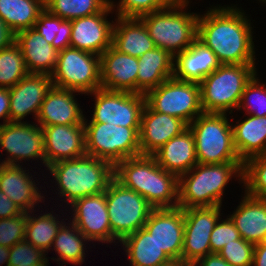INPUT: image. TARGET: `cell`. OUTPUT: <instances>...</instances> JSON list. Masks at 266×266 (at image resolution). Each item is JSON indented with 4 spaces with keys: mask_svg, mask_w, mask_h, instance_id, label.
Segmentation results:
<instances>
[{
    "mask_svg": "<svg viewBox=\"0 0 266 266\" xmlns=\"http://www.w3.org/2000/svg\"><path fill=\"white\" fill-rule=\"evenodd\" d=\"M237 5H211L199 14L197 39L216 54L221 64H258L252 31L255 27L244 8Z\"/></svg>",
    "mask_w": 266,
    "mask_h": 266,
    "instance_id": "obj_1",
    "label": "cell"
},
{
    "mask_svg": "<svg viewBox=\"0 0 266 266\" xmlns=\"http://www.w3.org/2000/svg\"><path fill=\"white\" fill-rule=\"evenodd\" d=\"M45 170L53 178L49 188L55 186V194L58 193L55 199L65 204L64 207L79 198L105 192L114 178V167L109 162L88 155L55 162Z\"/></svg>",
    "mask_w": 266,
    "mask_h": 266,
    "instance_id": "obj_2",
    "label": "cell"
},
{
    "mask_svg": "<svg viewBox=\"0 0 266 266\" xmlns=\"http://www.w3.org/2000/svg\"><path fill=\"white\" fill-rule=\"evenodd\" d=\"M114 178L154 208L178 207L179 178L160 167L151 155L122 160L114 167Z\"/></svg>",
    "mask_w": 266,
    "mask_h": 266,
    "instance_id": "obj_3",
    "label": "cell"
},
{
    "mask_svg": "<svg viewBox=\"0 0 266 266\" xmlns=\"http://www.w3.org/2000/svg\"><path fill=\"white\" fill-rule=\"evenodd\" d=\"M243 162L197 164L179 177L178 207L222 206L232 178L242 184Z\"/></svg>",
    "mask_w": 266,
    "mask_h": 266,
    "instance_id": "obj_4",
    "label": "cell"
},
{
    "mask_svg": "<svg viewBox=\"0 0 266 266\" xmlns=\"http://www.w3.org/2000/svg\"><path fill=\"white\" fill-rule=\"evenodd\" d=\"M189 3L192 1L169 2L161 10L139 17L155 46L168 51L173 57L197 39L199 13L190 12Z\"/></svg>",
    "mask_w": 266,
    "mask_h": 266,
    "instance_id": "obj_5",
    "label": "cell"
},
{
    "mask_svg": "<svg viewBox=\"0 0 266 266\" xmlns=\"http://www.w3.org/2000/svg\"><path fill=\"white\" fill-rule=\"evenodd\" d=\"M257 64H221L200 83L201 106L206 113L232 114L246 84L257 73Z\"/></svg>",
    "mask_w": 266,
    "mask_h": 266,
    "instance_id": "obj_6",
    "label": "cell"
},
{
    "mask_svg": "<svg viewBox=\"0 0 266 266\" xmlns=\"http://www.w3.org/2000/svg\"><path fill=\"white\" fill-rule=\"evenodd\" d=\"M232 117L203 112L188 125L195 138L198 164L243 162L234 146Z\"/></svg>",
    "mask_w": 266,
    "mask_h": 266,
    "instance_id": "obj_7",
    "label": "cell"
},
{
    "mask_svg": "<svg viewBox=\"0 0 266 266\" xmlns=\"http://www.w3.org/2000/svg\"><path fill=\"white\" fill-rule=\"evenodd\" d=\"M85 148L88 156L109 162L115 167L124 159L141 155L140 127L110 123H84Z\"/></svg>",
    "mask_w": 266,
    "mask_h": 266,
    "instance_id": "obj_8",
    "label": "cell"
},
{
    "mask_svg": "<svg viewBox=\"0 0 266 266\" xmlns=\"http://www.w3.org/2000/svg\"><path fill=\"white\" fill-rule=\"evenodd\" d=\"M112 235L120 242L124 237L144 228L154 207L134 190L113 178L105 191Z\"/></svg>",
    "mask_w": 266,
    "mask_h": 266,
    "instance_id": "obj_9",
    "label": "cell"
},
{
    "mask_svg": "<svg viewBox=\"0 0 266 266\" xmlns=\"http://www.w3.org/2000/svg\"><path fill=\"white\" fill-rule=\"evenodd\" d=\"M51 78L54 87L86 96L101 88L100 56L72 47L65 48L59 51Z\"/></svg>",
    "mask_w": 266,
    "mask_h": 266,
    "instance_id": "obj_10",
    "label": "cell"
},
{
    "mask_svg": "<svg viewBox=\"0 0 266 266\" xmlns=\"http://www.w3.org/2000/svg\"><path fill=\"white\" fill-rule=\"evenodd\" d=\"M146 104L155 112L168 114L188 125L201 113L200 85L171 77L145 94Z\"/></svg>",
    "mask_w": 266,
    "mask_h": 266,
    "instance_id": "obj_11",
    "label": "cell"
},
{
    "mask_svg": "<svg viewBox=\"0 0 266 266\" xmlns=\"http://www.w3.org/2000/svg\"><path fill=\"white\" fill-rule=\"evenodd\" d=\"M94 99L91 120L84 123H110L124 127H140L141 115L146 104L144 94L127 91L97 89L87 94Z\"/></svg>",
    "mask_w": 266,
    "mask_h": 266,
    "instance_id": "obj_12",
    "label": "cell"
},
{
    "mask_svg": "<svg viewBox=\"0 0 266 266\" xmlns=\"http://www.w3.org/2000/svg\"><path fill=\"white\" fill-rule=\"evenodd\" d=\"M0 149L7 156L0 164L21 166L40 160L38 165L45 167L44 133L36 122L10 121L0 126Z\"/></svg>",
    "mask_w": 266,
    "mask_h": 266,
    "instance_id": "obj_13",
    "label": "cell"
},
{
    "mask_svg": "<svg viewBox=\"0 0 266 266\" xmlns=\"http://www.w3.org/2000/svg\"><path fill=\"white\" fill-rule=\"evenodd\" d=\"M66 210L72 211V216L67 215L68 219L90 241L87 245L95 241L94 244L114 243L119 246V241L112 235L105 192L79 198L64 208Z\"/></svg>",
    "mask_w": 266,
    "mask_h": 266,
    "instance_id": "obj_14",
    "label": "cell"
},
{
    "mask_svg": "<svg viewBox=\"0 0 266 266\" xmlns=\"http://www.w3.org/2000/svg\"><path fill=\"white\" fill-rule=\"evenodd\" d=\"M221 208L213 206L184 209L182 261L194 264L200 258L211 254L210 235L220 216H223Z\"/></svg>",
    "mask_w": 266,
    "mask_h": 266,
    "instance_id": "obj_15",
    "label": "cell"
},
{
    "mask_svg": "<svg viewBox=\"0 0 266 266\" xmlns=\"http://www.w3.org/2000/svg\"><path fill=\"white\" fill-rule=\"evenodd\" d=\"M112 13L109 3L97 14L71 20L70 47L101 56L112 45L114 21L107 18Z\"/></svg>",
    "mask_w": 266,
    "mask_h": 266,
    "instance_id": "obj_16",
    "label": "cell"
},
{
    "mask_svg": "<svg viewBox=\"0 0 266 266\" xmlns=\"http://www.w3.org/2000/svg\"><path fill=\"white\" fill-rule=\"evenodd\" d=\"M31 173L29 169L26 170V167L22 165L0 164V190L23 212L36 210L37 206L38 212L39 207H43L42 205L39 206L40 203H44L47 199L44 196L47 193L45 186L40 185V181L36 183L35 181H38V179L35 177L36 175ZM42 189L45 191H41Z\"/></svg>",
    "mask_w": 266,
    "mask_h": 266,
    "instance_id": "obj_17",
    "label": "cell"
},
{
    "mask_svg": "<svg viewBox=\"0 0 266 266\" xmlns=\"http://www.w3.org/2000/svg\"><path fill=\"white\" fill-rule=\"evenodd\" d=\"M144 228L171 260H181L184 239V209L154 208Z\"/></svg>",
    "mask_w": 266,
    "mask_h": 266,
    "instance_id": "obj_18",
    "label": "cell"
},
{
    "mask_svg": "<svg viewBox=\"0 0 266 266\" xmlns=\"http://www.w3.org/2000/svg\"><path fill=\"white\" fill-rule=\"evenodd\" d=\"M53 86L51 75L28 73L9 88L10 121L24 122L29 114L36 120L41 104Z\"/></svg>",
    "mask_w": 266,
    "mask_h": 266,
    "instance_id": "obj_19",
    "label": "cell"
},
{
    "mask_svg": "<svg viewBox=\"0 0 266 266\" xmlns=\"http://www.w3.org/2000/svg\"><path fill=\"white\" fill-rule=\"evenodd\" d=\"M44 133L45 168L69 159L86 156L84 124L42 127Z\"/></svg>",
    "mask_w": 266,
    "mask_h": 266,
    "instance_id": "obj_20",
    "label": "cell"
},
{
    "mask_svg": "<svg viewBox=\"0 0 266 266\" xmlns=\"http://www.w3.org/2000/svg\"><path fill=\"white\" fill-rule=\"evenodd\" d=\"M188 124L180 118L153 111L145 104L140 122L141 155H153L171 138L181 134Z\"/></svg>",
    "mask_w": 266,
    "mask_h": 266,
    "instance_id": "obj_21",
    "label": "cell"
},
{
    "mask_svg": "<svg viewBox=\"0 0 266 266\" xmlns=\"http://www.w3.org/2000/svg\"><path fill=\"white\" fill-rule=\"evenodd\" d=\"M82 93L52 87L41 104L36 123L42 128L52 125L84 124L85 114L78 103L76 94Z\"/></svg>",
    "mask_w": 266,
    "mask_h": 266,
    "instance_id": "obj_22",
    "label": "cell"
},
{
    "mask_svg": "<svg viewBox=\"0 0 266 266\" xmlns=\"http://www.w3.org/2000/svg\"><path fill=\"white\" fill-rule=\"evenodd\" d=\"M138 58L112 45L100 56L101 88L137 93Z\"/></svg>",
    "mask_w": 266,
    "mask_h": 266,
    "instance_id": "obj_23",
    "label": "cell"
},
{
    "mask_svg": "<svg viewBox=\"0 0 266 266\" xmlns=\"http://www.w3.org/2000/svg\"><path fill=\"white\" fill-rule=\"evenodd\" d=\"M220 65L216 54L196 39L187 49L174 56L173 77L200 83Z\"/></svg>",
    "mask_w": 266,
    "mask_h": 266,
    "instance_id": "obj_24",
    "label": "cell"
},
{
    "mask_svg": "<svg viewBox=\"0 0 266 266\" xmlns=\"http://www.w3.org/2000/svg\"><path fill=\"white\" fill-rule=\"evenodd\" d=\"M157 164L178 178L198 164L195 138L188 127L181 134L171 138L152 155Z\"/></svg>",
    "mask_w": 266,
    "mask_h": 266,
    "instance_id": "obj_25",
    "label": "cell"
},
{
    "mask_svg": "<svg viewBox=\"0 0 266 266\" xmlns=\"http://www.w3.org/2000/svg\"><path fill=\"white\" fill-rule=\"evenodd\" d=\"M15 42L20 47L26 69L29 73L51 75L57 66L59 51L34 28L15 34Z\"/></svg>",
    "mask_w": 266,
    "mask_h": 266,
    "instance_id": "obj_26",
    "label": "cell"
},
{
    "mask_svg": "<svg viewBox=\"0 0 266 266\" xmlns=\"http://www.w3.org/2000/svg\"><path fill=\"white\" fill-rule=\"evenodd\" d=\"M233 213L228 214L241 238L254 245L265 241L266 237V198L241 196Z\"/></svg>",
    "mask_w": 266,
    "mask_h": 266,
    "instance_id": "obj_27",
    "label": "cell"
},
{
    "mask_svg": "<svg viewBox=\"0 0 266 266\" xmlns=\"http://www.w3.org/2000/svg\"><path fill=\"white\" fill-rule=\"evenodd\" d=\"M112 46L121 53L139 58L156 46L140 18L115 17Z\"/></svg>",
    "mask_w": 266,
    "mask_h": 266,
    "instance_id": "obj_28",
    "label": "cell"
},
{
    "mask_svg": "<svg viewBox=\"0 0 266 266\" xmlns=\"http://www.w3.org/2000/svg\"><path fill=\"white\" fill-rule=\"evenodd\" d=\"M232 123L234 146L239 158L245 160L266 154V116L245 115Z\"/></svg>",
    "mask_w": 266,
    "mask_h": 266,
    "instance_id": "obj_29",
    "label": "cell"
},
{
    "mask_svg": "<svg viewBox=\"0 0 266 266\" xmlns=\"http://www.w3.org/2000/svg\"><path fill=\"white\" fill-rule=\"evenodd\" d=\"M174 57L166 50L155 47L138 58L137 93L146 94L173 77Z\"/></svg>",
    "mask_w": 266,
    "mask_h": 266,
    "instance_id": "obj_30",
    "label": "cell"
},
{
    "mask_svg": "<svg viewBox=\"0 0 266 266\" xmlns=\"http://www.w3.org/2000/svg\"><path fill=\"white\" fill-rule=\"evenodd\" d=\"M119 243L129 266H163L172 261L145 228L124 237Z\"/></svg>",
    "mask_w": 266,
    "mask_h": 266,
    "instance_id": "obj_31",
    "label": "cell"
},
{
    "mask_svg": "<svg viewBox=\"0 0 266 266\" xmlns=\"http://www.w3.org/2000/svg\"><path fill=\"white\" fill-rule=\"evenodd\" d=\"M48 212L47 209L44 213L39 211V215L34 214L36 210L27 212V223L25 227L24 240L32 244L38 249H42L45 253H51L53 241L58 233L60 227L68 220V218H61V215L53 212ZM41 212V213H40ZM48 212V213H47ZM61 219V220H60ZM60 220V221H59Z\"/></svg>",
    "mask_w": 266,
    "mask_h": 266,
    "instance_id": "obj_32",
    "label": "cell"
},
{
    "mask_svg": "<svg viewBox=\"0 0 266 266\" xmlns=\"http://www.w3.org/2000/svg\"><path fill=\"white\" fill-rule=\"evenodd\" d=\"M68 222H65L58 230L51 247V250H54L57 256L50 259L57 261L56 263L59 262V266H65L68 262L82 266L87 257L85 255L88 254L86 244L90 241L70 220Z\"/></svg>",
    "mask_w": 266,
    "mask_h": 266,
    "instance_id": "obj_33",
    "label": "cell"
},
{
    "mask_svg": "<svg viewBox=\"0 0 266 266\" xmlns=\"http://www.w3.org/2000/svg\"><path fill=\"white\" fill-rule=\"evenodd\" d=\"M44 9L45 0H0V17L15 34L34 28Z\"/></svg>",
    "mask_w": 266,
    "mask_h": 266,
    "instance_id": "obj_34",
    "label": "cell"
},
{
    "mask_svg": "<svg viewBox=\"0 0 266 266\" xmlns=\"http://www.w3.org/2000/svg\"><path fill=\"white\" fill-rule=\"evenodd\" d=\"M34 29L56 50L70 47L71 21L56 17L46 8L39 14Z\"/></svg>",
    "mask_w": 266,
    "mask_h": 266,
    "instance_id": "obj_35",
    "label": "cell"
},
{
    "mask_svg": "<svg viewBox=\"0 0 266 266\" xmlns=\"http://www.w3.org/2000/svg\"><path fill=\"white\" fill-rule=\"evenodd\" d=\"M110 0H45V8L56 17L74 20L101 12Z\"/></svg>",
    "mask_w": 266,
    "mask_h": 266,
    "instance_id": "obj_36",
    "label": "cell"
},
{
    "mask_svg": "<svg viewBox=\"0 0 266 266\" xmlns=\"http://www.w3.org/2000/svg\"><path fill=\"white\" fill-rule=\"evenodd\" d=\"M28 73L22 51L16 42L0 50L1 88H12Z\"/></svg>",
    "mask_w": 266,
    "mask_h": 266,
    "instance_id": "obj_37",
    "label": "cell"
},
{
    "mask_svg": "<svg viewBox=\"0 0 266 266\" xmlns=\"http://www.w3.org/2000/svg\"><path fill=\"white\" fill-rule=\"evenodd\" d=\"M242 187L248 196L266 198V154L243 162Z\"/></svg>",
    "mask_w": 266,
    "mask_h": 266,
    "instance_id": "obj_38",
    "label": "cell"
},
{
    "mask_svg": "<svg viewBox=\"0 0 266 266\" xmlns=\"http://www.w3.org/2000/svg\"><path fill=\"white\" fill-rule=\"evenodd\" d=\"M258 73L246 84L237 111L246 115L266 116V83H261Z\"/></svg>",
    "mask_w": 266,
    "mask_h": 266,
    "instance_id": "obj_39",
    "label": "cell"
},
{
    "mask_svg": "<svg viewBox=\"0 0 266 266\" xmlns=\"http://www.w3.org/2000/svg\"><path fill=\"white\" fill-rule=\"evenodd\" d=\"M169 0H110L117 17H137L163 9ZM117 3V4H116ZM117 8V9H116Z\"/></svg>",
    "mask_w": 266,
    "mask_h": 266,
    "instance_id": "obj_40",
    "label": "cell"
},
{
    "mask_svg": "<svg viewBox=\"0 0 266 266\" xmlns=\"http://www.w3.org/2000/svg\"><path fill=\"white\" fill-rule=\"evenodd\" d=\"M42 250L23 240L10 248L8 266L49 265V258Z\"/></svg>",
    "mask_w": 266,
    "mask_h": 266,
    "instance_id": "obj_41",
    "label": "cell"
},
{
    "mask_svg": "<svg viewBox=\"0 0 266 266\" xmlns=\"http://www.w3.org/2000/svg\"><path fill=\"white\" fill-rule=\"evenodd\" d=\"M27 212L18 216L0 219V245L11 248L25 238Z\"/></svg>",
    "mask_w": 266,
    "mask_h": 266,
    "instance_id": "obj_42",
    "label": "cell"
},
{
    "mask_svg": "<svg viewBox=\"0 0 266 266\" xmlns=\"http://www.w3.org/2000/svg\"><path fill=\"white\" fill-rule=\"evenodd\" d=\"M254 246V244L240 238L225 245L218 254L231 266H252Z\"/></svg>",
    "mask_w": 266,
    "mask_h": 266,
    "instance_id": "obj_43",
    "label": "cell"
},
{
    "mask_svg": "<svg viewBox=\"0 0 266 266\" xmlns=\"http://www.w3.org/2000/svg\"><path fill=\"white\" fill-rule=\"evenodd\" d=\"M240 238V233L229 216L225 219L221 216L210 235L211 253H218L225 245Z\"/></svg>",
    "mask_w": 266,
    "mask_h": 266,
    "instance_id": "obj_44",
    "label": "cell"
},
{
    "mask_svg": "<svg viewBox=\"0 0 266 266\" xmlns=\"http://www.w3.org/2000/svg\"><path fill=\"white\" fill-rule=\"evenodd\" d=\"M23 211L0 190V219L18 216Z\"/></svg>",
    "mask_w": 266,
    "mask_h": 266,
    "instance_id": "obj_45",
    "label": "cell"
},
{
    "mask_svg": "<svg viewBox=\"0 0 266 266\" xmlns=\"http://www.w3.org/2000/svg\"><path fill=\"white\" fill-rule=\"evenodd\" d=\"M10 93L8 88L0 87V126L10 122Z\"/></svg>",
    "mask_w": 266,
    "mask_h": 266,
    "instance_id": "obj_46",
    "label": "cell"
},
{
    "mask_svg": "<svg viewBox=\"0 0 266 266\" xmlns=\"http://www.w3.org/2000/svg\"><path fill=\"white\" fill-rule=\"evenodd\" d=\"M193 266H231L218 253H211L197 260Z\"/></svg>",
    "mask_w": 266,
    "mask_h": 266,
    "instance_id": "obj_47",
    "label": "cell"
},
{
    "mask_svg": "<svg viewBox=\"0 0 266 266\" xmlns=\"http://www.w3.org/2000/svg\"><path fill=\"white\" fill-rule=\"evenodd\" d=\"M15 42V33L7 26L0 17V50Z\"/></svg>",
    "mask_w": 266,
    "mask_h": 266,
    "instance_id": "obj_48",
    "label": "cell"
},
{
    "mask_svg": "<svg viewBox=\"0 0 266 266\" xmlns=\"http://www.w3.org/2000/svg\"><path fill=\"white\" fill-rule=\"evenodd\" d=\"M252 266H266V242L254 246Z\"/></svg>",
    "mask_w": 266,
    "mask_h": 266,
    "instance_id": "obj_49",
    "label": "cell"
},
{
    "mask_svg": "<svg viewBox=\"0 0 266 266\" xmlns=\"http://www.w3.org/2000/svg\"><path fill=\"white\" fill-rule=\"evenodd\" d=\"M10 248L0 245V266L6 264L8 266Z\"/></svg>",
    "mask_w": 266,
    "mask_h": 266,
    "instance_id": "obj_50",
    "label": "cell"
},
{
    "mask_svg": "<svg viewBox=\"0 0 266 266\" xmlns=\"http://www.w3.org/2000/svg\"><path fill=\"white\" fill-rule=\"evenodd\" d=\"M163 266H193V264L184 262L182 260H172L170 263Z\"/></svg>",
    "mask_w": 266,
    "mask_h": 266,
    "instance_id": "obj_51",
    "label": "cell"
},
{
    "mask_svg": "<svg viewBox=\"0 0 266 266\" xmlns=\"http://www.w3.org/2000/svg\"><path fill=\"white\" fill-rule=\"evenodd\" d=\"M20 266H48V265H20Z\"/></svg>",
    "mask_w": 266,
    "mask_h": 266,
    "instance_id": "obj_52",
    "label": "cell"
},
{
    "mask_svg": "<svg viewBox=\"0 0 266 266\" xmlns=\"http://www.w3.org/2000/svg\"><path fill=\"white\" fill-rule=\"evenodd\" d=\"M259 2L261 3H263V4H265V6H266V0H259Z\"/></svg>",
    "mask_w": 266,
    "mask_h": 266,
    "instance_id": "obj_53",
    "label": "cell"
},
{
    "mask_svg": "<svg viewBox=\"0 0 266 266\" xmlns=\"http://www.w3.org/2000/svg\"><path fill=\"white\" fill-rule=\"evenodd\" d=\"M170 2H176V1H180V0H169Z\"/></svg>",
    "mask_w": 266,
    "mask_h": 266,
    "instance_id": "obj_54",
    "label": "cell"
}]
</instances>
